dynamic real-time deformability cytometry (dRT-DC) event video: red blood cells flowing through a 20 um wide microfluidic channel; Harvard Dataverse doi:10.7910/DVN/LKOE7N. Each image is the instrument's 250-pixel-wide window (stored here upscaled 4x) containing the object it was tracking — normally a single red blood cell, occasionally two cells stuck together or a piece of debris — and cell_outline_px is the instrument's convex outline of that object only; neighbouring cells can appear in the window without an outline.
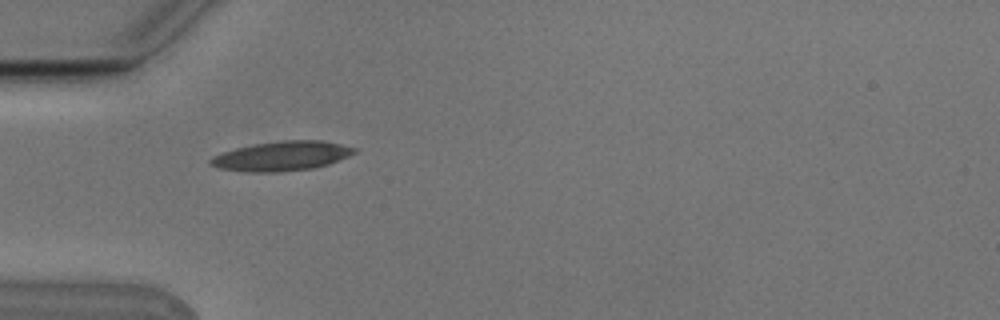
{"species": "Egyptian fruit bat (a non-hibernating species)", "species_latin": "Rousettus aegyptiacus", "temperature_condition": "cold", "stored_images_in_passage": 10, "camera_frame_rate_fps": 3000, "um_per_image_px": 0.085, "animal": {"sex": "male"}, "frame": {"image": 1, "passage_image": 4, "time_ms": 1.0, "image_size_px": [1000, 320], "cell_outline_px": [[356, 152], [348, 156], [328, 164], [312, 168], [276, 172], [252, 172], [220, 168], [208, 164], [208, 160], [212, 156], [236, 148], [256, 144], [284, 140], [320, 140], [340, 144], [356, 148]], "centroid_in_image_um": [23.93, 13.26], "position_along_channel_um": 61.1, "area_um2": 24.39}}
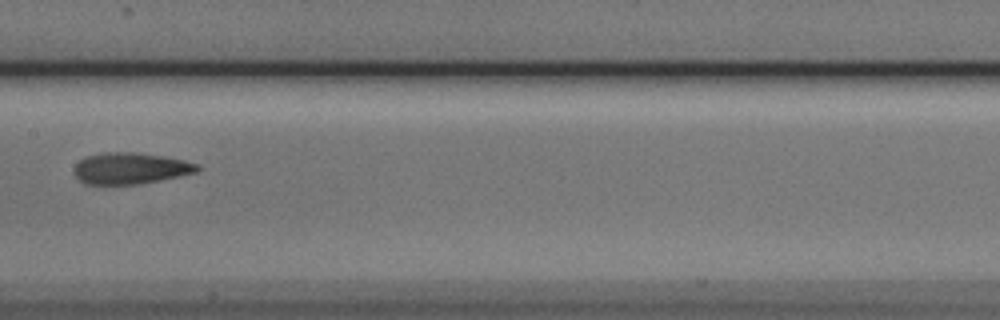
{"frame": {"image": 2, "passage_image": 7, "time_ms": 2.0, "image_size_px": [1000, 320], "cell_outline_px": [[200, 168], [196, 172], [140, 184], [84, 184], [76, 176], [76, 164], [80, 160], [88, 156], [104, 152], [136, 152], [184, 160], [200, 164]], "centroid_in_image_um": [11.1, 14.3], "position_along_channel_um": 196.3, "area_um2": 22.2}}
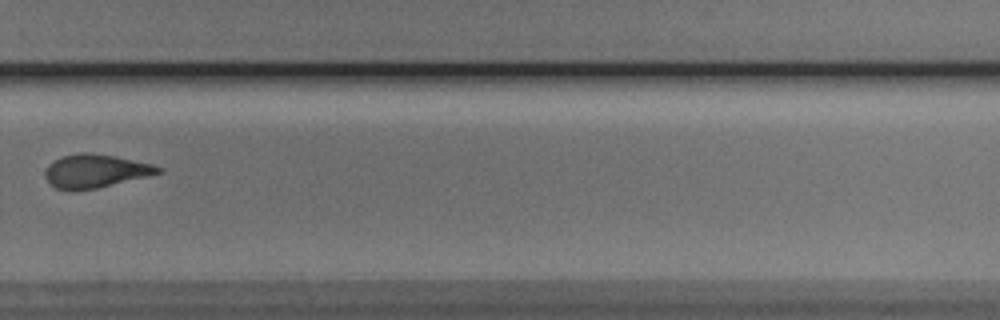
{"frame": {"image": 3, "passage_image": 10, "time_ms": 3.0, "image_size_px": [1000, 320], "cell_outline_px": [[164, 172], [96, 188], [56, 188], [44, 176], [44, 172], [48, 164], [64, 156], [84, 152], [88, 152], [116, 156], [152, 164], [164, 168]], "centroid_in_image_um": [8.16, 14.5], "position_along_channel_um": 321.6, "area_um2": 21.39}}